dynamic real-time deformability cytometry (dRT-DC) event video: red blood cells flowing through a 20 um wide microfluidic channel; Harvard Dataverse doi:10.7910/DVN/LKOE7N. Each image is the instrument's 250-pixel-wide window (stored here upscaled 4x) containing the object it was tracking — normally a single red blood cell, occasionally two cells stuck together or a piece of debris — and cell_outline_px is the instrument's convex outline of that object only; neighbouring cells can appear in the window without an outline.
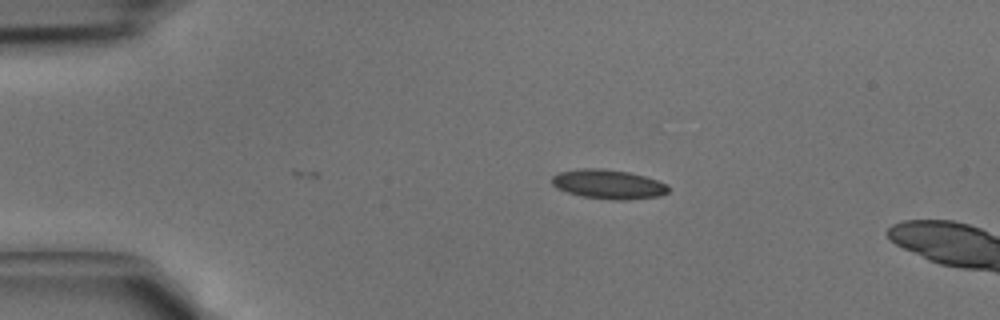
{"species": "common noctule bat (a hibernating species)", "species_latin": "Nyctalus noctula", "temperature_condition": "cold", "stored_images_in_passage": 6, "camera_frame_rate_fps": 3000, "um_per_image_px": 0.085, "animal": {"sex": "male", "body_mass_g": 15.6}, "frame": {"image": 1, "passage_image": 1, "time_ms": 0.0, "image_size_px": [1000, 320], "cell_outline_px": [[668, 192], [660, 196], [628, 200], [616, 200], [580, 196], [556, 188], [552, 184], [552, 176], [560, 172], [580, 168], [600, 168], [628, 172], [644, 176], [668, 184]], "centroid_in_image_um": [51.71, 15.66], "position_along_channel_um": 33.3, "area_um2": 19.88}}